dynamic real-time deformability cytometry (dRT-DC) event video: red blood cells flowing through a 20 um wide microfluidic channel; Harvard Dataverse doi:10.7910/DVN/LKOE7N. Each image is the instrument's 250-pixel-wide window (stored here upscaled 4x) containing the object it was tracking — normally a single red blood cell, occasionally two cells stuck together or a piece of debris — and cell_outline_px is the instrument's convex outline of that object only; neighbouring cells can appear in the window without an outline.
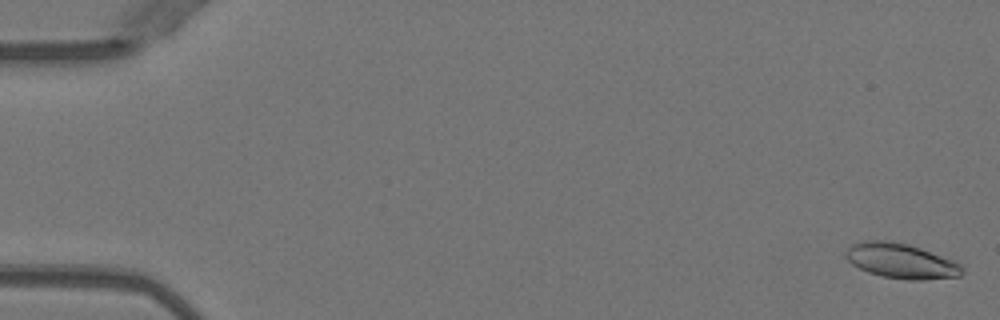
{"species": "Egyptian fruit bat (a non-hibernating species)", "species_latin": "Rousettus aegyptiacus", "temperature_condition": "warm", "stored_images_in_passage": 52, "camera_frame_rate_fps": 3000, "um_per_image_px": 0.085, "animal": {"sex": "female"}, "frame": {"image": 1, "passage_image": 1, "time_ms": 0.0, "image_size_px": [1000, 320], "cell_outline_px": [[964, 272], [960, 276], [924, 280], [908, 280], [880, 276], [868, 272], [852, 264], [844, 256], [844, 252], [852, 244], [860, 240], [892, 240], [908, 244], [956, 260], [964, 268]], "centroid_in_image_um": [76.6, 22.17], "position_along_channel_um": 8.4, "area_um2": 24.16}}
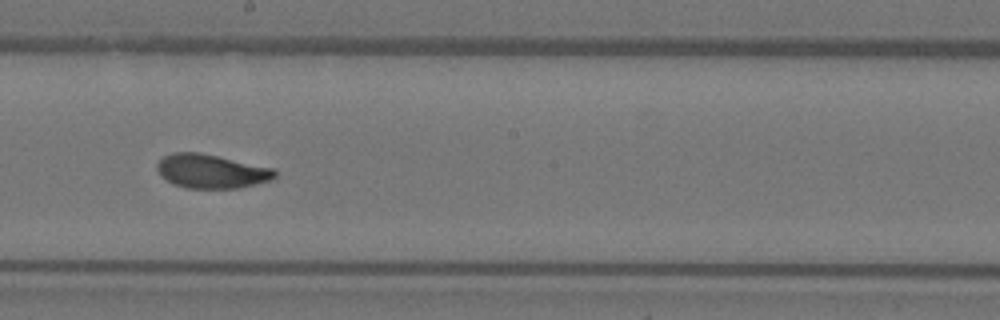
{"frame": {"image": 2, "passage_image": 29, "time_ms": 9.333, "image_size_px": [1000, 320], "cell_outline_px": [[276, 176], [272, 180], [240, 188], [188, 188], [172, 184], [160, 176], [156, 168], [156, 164], [164, 156], [172, 152], [200, 152], [276, 168]], "centroid_in_image_um": [17.97, 14.55], "position_along_channel_um": 230.2, "area_um2": 23.64}}
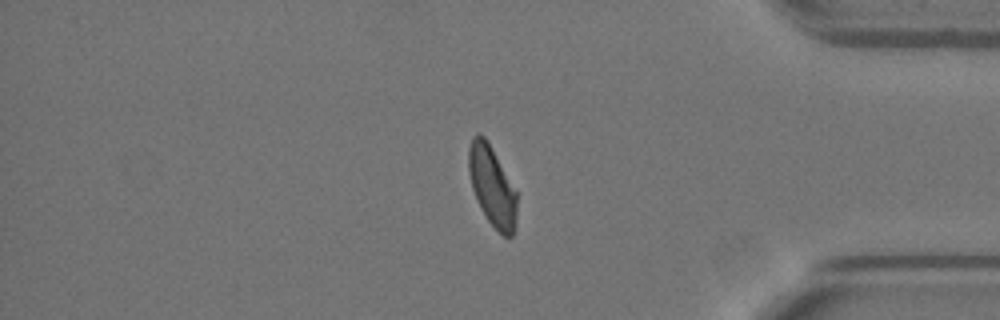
{"frame": {"image": 3, "passage_image": 43, "time_ms": 14.0, "image_size_px": [1000, 320], "cell_outline_px": [[516, 228], [512, 236], [504, 236], [488, 220], [480, 208], [476, 200], [472, 188], [468, 172], [468, 148], [472, 136], [476, 132], [480, 132], [488, 140], [516, 192]], "centroid_in_image_um": [41.79, 15.78], "position_along_channel_um": 393.4, "area_um2": 22.54}, "authors_computed_cell_mechanics": {"area_um2": 23.0044, "velocity_mm_per_s": 4.0081, "shape_relaxation_time_tau1_ms": 5.0483, "shape_relaxation_time_tau2_ms": 1.6002, "deformation_change_tau1": 0.1736, "deformation_change_tau2": 0.0756}}